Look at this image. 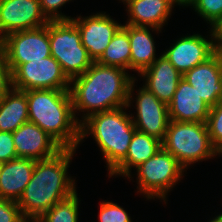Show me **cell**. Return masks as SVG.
<instances>
[{"mask_svg": "<svg viewBox=\"0 0 222 222\" xmlns=\"http://www.w3.org/2000/svg\"><path fill=\"white\" fill-rule=\"evenodd\" d=\"M175 5L171 0H132L126 5V24L160 29L169 19Z\"/></svg>", "mask_w": 222, "mask_h": 222, "instance_id": "obj_19", "label": "cell"}, {"mask_svg": "<svg viewBox=\"0 0 222 222\" xmlns=\"http://www.w3.org/2000/svg\"><path fill=\"white\" fill-rule=\"evenodd\" d=\"M25 92L29 122L38 125L64 149H76L80 144V123L74 114L70 90L38 89Z\"/></svg>", "mask_w": 222, "mask_h": 222, "instance_id": "obj_3", "label": "cell"}, {"mask_svg": "<svg viewBox=\"0 0 222 222\" xmlns=\"http://www.w3.org/2000/svg\"><path fill=\"white\" fill-rule=\"evenodd\" d=\"M122 27L128 32L130 40V70L140 74L157 59L155 42L150 30H152V32L155 30L157 33L162 30L152 27L132 26L129 24H123Z\"/></svg>", "mask_w": 222, "mask_h": 222, "instance_id": "obj_20", "label": "cell"}, {"mask_svg": "<svg viewBox=\"0 0 222 222\" xmlns=\"http://www.w3.org/2000/svg\"><path fill=\"white\" fill-rule=\"evenodd\" d=\"M211 29L214 35L215 49L222 53V18Z\"/></svg>", "mask_w": 222, "mask_h": 222, "instance_id": "obj_32", "label": "cell"}, {"mask_svg": "<svg viewBox=\"0 0 222 222\" xmlns=\"http://www.w3.org/2000/svg\"><path fill=\"white\" fill-rule=\"evenodd\" d=\"M72 0H39L41 10L49 21L71 20L72 17L58 11L64 4Z\"/></svg>", "mask_w": 222, "mask_h": 222, "instance_id": "obj_29", "label": "cell"}, {"mask_svg": "<svg viewBox=\"0 0 222 222\" xmlns=\"http://www.w3.org/2000/svg\"><path fill=\"white\" fill-rule=\"evenodd\" d=\"M39 0H0V40L10 33L45 26Z\"/></svg>", "mask_w": 222, "mask_h": 222, "instance_id": "obj_10", "label": "cell"}, {"mask_svg": "<svg viewBox=\"0 0 222 222\" xmlns=\"http://www.w3.org/2000/svg\"><path fill=\"white\" fill-rule=\"evenodd\" d=\"M16 158L12 132L0 131V161L4 163Z\"/></svg>", "mask_w": 222, "mask_h": 222, "instance_id": "obj_30", "label": "cell"}, {"mask_svg": "<svg viewBox=\"0 0 222 222\" xmlns=\"http://www.w3.org/2000/svg\"><path fill=\"white\" fill-rule=\"evenodd\" d=\"M71 20L79 29L82 45L93 61L101 57L114 35L123 26L106 12H99L85 18L78 16Z\"/></svg>", "mask_w": 222, "mask_h": 222, "instance_id": "obj_12", "label": "cell"}, {"mask_svg": "<svg viewBox=\"0 0 222 222\" xmlns=\"http://www.w3.org/2000/svg\"><path fill=\"white\" fill-rule=\"evenodd\" d=\"M209 222H222V214L220 213L215 218H212Z\"/></svg>", "mask_w": 222, "mask_h": 222, "instance_id": "obj_34", "label": "cell"}, {"mask_svg": "<svg viewBox=\"0 0 222 222\" xmlns=\"http://www.w3.org/2000/svg\"><path fill=\"white\" fill-rule=\"evenodd\" d=\"M79 198L77 193L57 202L35 222H78Z\"/></svg>", "mask_w": 222, "mask_h": 222, "instance_id": "obj_24", "label": "cell"}, {"mask_svg": "<svg viewBox=\"0 0 222 222\" xmlns=\"http://www.w3.org/2000/svg\"><path fill=\"white\" fill-rule=\"evenodd\" d=\"M76 149H63L54 157L35 162L31 179L18 200L23 217L35 222L57 202L76 192L75 180L68 176Z\"/></svg>", "mask_w": 222, "mask_h": 222, "instance_id": "obj_2", "label": "cell"}, {"mask_svg": "<svg viewBox=\"0 0 222 222\" xmlns=\"http://www.w3.org/2000/svg\"><path fill=\"white\" fill-rule=\"evenodd\" d=\"M162 148L187 169L198 161L220 154L210 140L206 123L170 120Z\"/></svg>", "mask_w": 222, "mask_h": 222, "instance_id": "obj_5", "label": "cell"}, {"mask_svg": "<svg viewBox=\"0 0 222 222\" xmlns=\"http://www.w3.org/2000/svg\"><path fill=\"white\" fill-rule=\"evenodd\" d=\"M12 135L17 158L46 160L64 149L38 125L29 121L18 127Z\"/></svg>", "mask_w": 222, "mask_h": 222, "instance_id": "obj_14", "label": "cell"}, {"mask_svg": "<svg viewBox=\"0 0 222 222\" xmlns=\"http://www.w3.org/2000/svg\"><path fill=\"white\" fill-rule=\"evenodd\" d=\"M130 56L131 47L128 32L121 27L97 62L128 71L130 70Z\"/></svg>", "mask_w": 222, "mask_h": 222, "instance_id": "obj_23", "label": "cell"}, {"mask_svg": "<svg viewBox=\"0 0 222 222\" xmlns=\"http://www.w3.org/2000/svg\"><path fill=\"white\" fill-rule=\"evenodd\" d=\"M10 87V73L7 67V61L0 45V97Z\"/></svg>", "mask_w": 222, "mask_h": 222, "instance_id": "obj_31", "label": "cell"}, {"mask_svg": "<svg viewBox=\"0 0 222 222\" xmlns=\"http://www.w3.org/2000/svg\"><path fill=\"white\" fill-rule=\"evenodd\" d=\"M10 86L19 90H70V80L52 56L20 64L10 74Z\"/></svg>", "mask_w": 222, "mask_h": 222, "instance_id": "obj_9", "label": "cell"}, {"mask_svg": "<svg viewBox=\"0 0 222 222\" xmlns=\"http://www.w3.org/2000/svg\"><path fill=\"white\" fill-rule=\"evenodd\" d=\"M182 78L195 87L210 107L222 102V53L216 51L205 62L188 70Z\"/></svg>", "mask_w": 222, "mask_h": 222, "instance_id": "obj_15", "label": "cell"}, {"mask_svg": "<svg viewBox=\"0 0 222 222\" xmlns=\"http://www.w3.org/2000/svg\"><path fill=\"white\" fill-rule=\"evenodd\" d=\"M11 74L20 64L51 56L48 23L34 29L17 31L0 40Z\"/></svg>", "mask_w": 222, "mask_h": 222, "instance_id": "obj_8", "label": "cell"}, {"mask_svg": "<svg viewBox=\"0 0 222 222\" xmlns=\"http://www.w3.org/2000/svg\"><path fill=\"white\" fill-rule=\"evenodd\" d=\"M28 121L26 92L10 86L0 97V131L13 133Z\"/></svg>", "mask_w": 222, "mask_h": 222, "instance_id": "obj_22", "label": "cell"}, {"mask_svg": "<svg viewBox=\"0 0 222 222\" xmlns=\"http://www.w3.org/2000/svg\"><path fill=\"white\" fill-rule=\"evenodd\" d=\"M196 0H171L172 4H177L180 6H192Z\"/></svg>", "mask_w": 222, "mask_h": 222, "instance_id": "obj_33", "label": "cell"}, {"mask_svg": "<svg viewBox=\"0 0 222 222\" xmlns=\"http://www.w3.org/2000/svg\"><path fill=\"white\" fill-rule=\"evenodd\" d=\"M206 125L211 143L220 153L222 151V102L210 108Z\"/></svg>", "mask_w": 222, "mask_h": 222, "instance_id": "obj_25", "label": "cell"}, {"mask_svg": "<svg viewBox=\"0 0 222 222\" xmlns=\"http://www.w3.org/2000/svg\"><path fill=\"white\" fill-rule=\"evenodd\" d=\"M210 38L207 40L200 34H193L179 38L169 49L162 54L170 63L184 75L196 65L205 62L215 52L214 35L210 29Z\"/></svg>", "mask_w": 222, "mask_h": 222, "instance_id": "obj_13", "label": "cell"}, {"mask_svg": "<svg viewBox=\"0 0 222 222\" xmlns=\"http://www.w3.org/2000/svg\"><path fill=\"white\" fill-rule=\"evenodd\" d=\"M121 1L127 5V4L130 3L132 0H121Z\"/></svg>", "mask_w": 222, "mask_h": 222, "instance_id": "obj_35", "label": "cell"}, {"mask_svg": "<svg viewBox=\"0 0 222 222\" xmlns=\"http://www.w3.org/2000/svg\"><path fill=\"white\" fill-rule=\"evenodd\" d=\"M192 7L211 28L222 18V0H196Z\"/></svg>", "mask_w": 222, "mask_h": 222, "instance_id": "obj_26", "label": "cell"}, {"mask_svg": "<svg viewBox=\"0 0 222 222\" xmlns=\"http://www.w3.org/2000/svg\"><path fill=\"white\" fill-rule=\"evenodd\" d=\"M126 107L93 114L80 124V142L91 135L99 146L109 173L126 157L136 131ZM125 111V112H124Z\"/></svg>", "mask_w": 222, "mask_h": 222, "instance_id": "obj_4", "label": "cell"}, {"mask_svg": "<svg viewBox=\"0 0 222 222\" xmlns=\"http://www.w3.org/2000/svg\"><path fill=\"white\" fill-rule=\"evenodd\" d=\"M139 75L146 80L143 87L167 105L172 101L183 76L163 54Z\"/></svg>", "mask_w": 222, "mask_h": 222, "instance_id": "obj_17", "label": "cell"}, {"mask_svg": "<svg viewBox=\"0 0 222 222\" xmlns=\"http://www.w3.org/2000/svg\"><path fill=\"white\" fill-rule=\"evenodd\" d=\"M48 32L51 56L70 81L90 68L94 61L82 45L79 29L72 20L49 21Z\"/></svg>", "mask_w": 222, "mask_h": 222, "instance_id": "obj_6", "label": "cell"}, {"mask_svg": "<svg viewBox=\"0 0 222 222\" xmlns=\"http://www.w3.org/2000/svg\"><path fill=\"white\" fill-rule=\"evenodd\" d=\"M0 222H28L16 201L0 198Z\"/></svg>", "mask_w": 222, "mask_h": 222, "instance_id": "obj_28", "label": "cell"}, {"mask_svg": "<svg viewBox=\"0 0 222 222\" xmlns=\"http://www.w3.org/2000/svg\"><path fill=\"white\" fill-rule=\"evenodd\" d=\"M135 78L127 70L94 61L85 73L70 81L75 117L77 111H87L79 123L96 113L129 108L134 97Z\"/></svg>", "mask_w": 222, "mask_h": 222, "instance_id": "obj_1", "label": "cell"}, {"mask_svg": "<svg viewBox=\"0 0 222 222\" xmlns=\"http://www.w3.org/2000/svg\"><path fill=\"white\" fill-rule=\"evenodd\" d=\"M210 108L195 87L182 78L168 104L169 119L177 122L206 123Z\"/></svg>", "mask_w": 222, "mask_h": 222, "instance_id": "obj_16", "label": "cell"}, {"mask_svg": "<svg viewBox=\"0 0 222 222\" xmlns=\"http://www.w3.org/2000/svg\"><path fill=\"white\" fill-rule=\"evenodd\" d=\"M134 99L137 115L131 114V118L136 130L163 141L170 121L168 105L145 87L137 91Z\"/></svg>", "mask_w": 222, "mask_h": 222, "instance_id": "obj_11", "label": "cell"}, {"mask_svg": "<svg viewBox=\"0 0 222 222\" xmlns=\"http://www.w3.org/2000/svg\"><path fill=\"white\" fill-rule=\"evenodd\" d=\"M161 148L162 141L136 130L130 141L126 157L109 173V177L122 175L130 179L132 167L136 169Z\"/></svg>", "mask_w": 222, "mask_h": 222, "instance_id": "obj_21", "label": "cell"}, {"mask_svg": "<svg viewBox=\"0 0 222 222\" xmlns=\"http://www.w3.org/2000/svg\"><path fill=\"white\" fill-rule=\"evenodd\" d=\"M36 160L16 158L4 162L0 173V198L16 201L29 183Z\"/></svg>", "mask_w": 222, "mask_h": 222, "instance_id": "obj_18", "label": "cell"}, {"mask_svg": "<svg viewBox=\"0 0 222 222\" xmlns=\"http://www.w3.org/2000/svg\"><path fill=\"white\" fill-rule=\"evenodd\" d=\"M100 222H132L129 214L117 203L102 201L99 210Z\"/></svg>", "mask_w": 222, "mask_h": 222, "instance_id": "obj_27", "label": "cell"}, {"mask_svg": "<svg viewBox=\"0 0 222 222\" xmlns=\"http://www.w3.org/2000/svg\"><path fill=\"white\" fill-rule=\"evenodd\" d=\"M2 166H3V162L0 161V173H1Z\"/></svg>", "mask_w": 222, "mask_h": 222, "instance_id": "obj_36", "label": "cell"}, {"mask_svg": "<svg viewBox=\"0 0 222 222\" xmlns=\"http://www.w3.org/2000/svg\"><path fill=\"white\" fill-rule=\"evenodd\" d=\"M136 170L137 192L143 193L148 200L161 198L167 203L166 195L181 180L185 168L172 154L161 148Z\"/></svg>", "mask_w": 222, "mask_h": 222, "instance_id": "obj_7", "label": "cell"}]
</instances>
